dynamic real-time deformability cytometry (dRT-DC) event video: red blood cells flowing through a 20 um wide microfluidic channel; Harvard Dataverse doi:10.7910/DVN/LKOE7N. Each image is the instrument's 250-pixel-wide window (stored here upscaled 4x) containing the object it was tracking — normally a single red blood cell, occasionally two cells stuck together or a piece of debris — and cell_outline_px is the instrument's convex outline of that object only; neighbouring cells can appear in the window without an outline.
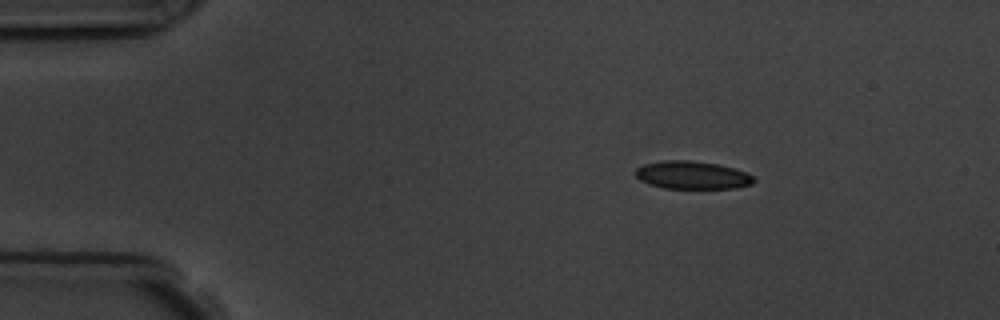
{"species": "common noctule bat (a hibernating species)", "species_latin": "Nyctalus noctula", "temperature_condition": "room temperature", "stored_images_in_passage": 3, "camera_frame_rate_fps": 3000, "um_per_image_px": 0.085, "animal": {"sex": "male", "body_mass_g": 19.5, "forearm_length_mm": 54.6}, "frame": {"image": 1, "passage_image": 1, "time_ms": 0.0, "image_size_px": [1000, 320], "cell_outline_px": [[756, 180], [752, 184], [736, 188], [664, 188], [648, 184], [640, 180], [636, 176], [636, 168], [644, 164], [660, 160], [688, 160], [716, 164], [732, 168], [744, 172], [752, 176]], "centroid_in_image_um": [58.8, 14.88], "position_along_channel_um": 26.2, "area_um2": 19.13}}